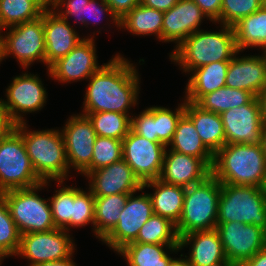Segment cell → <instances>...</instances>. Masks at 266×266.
<instances>
[{"instance_id":"3","label":"cell","mask_w":266,"mask_h":266,"mask_svg":"<svg viewBox=\"0 0 266 266\" xmlns=\"http://www.w3.org/2000/svg\"><path fill=\"white\" fill-rule=\"evenodd\" d=\"M221 25V31L198 30L187 37L170 54L183 72H191L216 61H230L238 52L231 26Z\"/></svg>"},{"instance_id":"33","label":"cell","mask_w":266,"mask_h":266,"mask_svg":"<svg viewBox=\"0 0 266 266\" xmlns=\"http://www.w3.org/2000/svg\"><path fill=\"white\" fill-rule=\"evenodd\" d=\"M253 97L246 90L224 86L204 95L196 104L206 111L221 114L233 107H240L247 104Z\"/></svg>"},{"instance_id":"30","label":"cell","mask_w":266,"mask_h":266,"mask_svg":"<svg viewBox=\"0 0 266 266\" xmlns=\"http://www.w3.org/2000/svg\"><path fill=\"white\" fill-rule=\"evenodd\" d=\"M163 17L164 12L148 8L140 3L119 20V27L134 35L155 34L157 39L162 41Z\"/></svg>"},{"instance_id":"31","label":"cell","mask_w":266,"mask_h":266,"mask_svg":"<svg viewBox=\"0 0 266 266\" xmlns=\"http://www.w3.org/2000/svg\"><path fill=\"white\" fill-rule=\"evenodd\" d=\"M130 194L95 197L94 233L101 241L114 229Z\"/></svg>"},{"instance_id":"19","label":"cell","mask_w":266,"mask_h":266,"mask_svg":"<svg viewBox=\"0 0 266 266\" xmlns=\"http://www.w3.org/2000/svg\"><path fill=\"white\" fill-rule=\"evenodd\" d=\"M203 18L208 16L193 0H179L164 12L162 42H174L176 48L191 34L200 30Z\"/></svg>"},{"instance_id":"49","label":"cell","mask_w":266,"mask_h":266,"mask_svg":"<svg viewBox=\"0 0 266 266\" xmlns=\"http://www.w3.org/2000/svg\"><path fill=\"white\" fill-rule=\"evenodd\" d=\"M241 266H266V247L257 252L252 258L245 260Z\"/></svg>"},{"instance_id":"46","label":"cell","mask_w":266,"mask_h":266,"mask_svg":"<svg viewBox=\"0 0 266 266\" xmlns=\"http://www.w3.org/2000/svg\"><path fill=\"white\" fill-rule=\"evenodd\" d=\"M200 9L208 16L209 20L215 22L220 18L222 0H193Z\"/></svg>"},{"instance_id":"41","label":"cell","mask_w":266,"mask_h":266,"mask_svg":"<svg viewBox=\"0 0 266 266\" xmlns=\"http://www.w3.org/2000/svg\"><path fill=\"white\" fill-rule=\"evenodd\" d=\"M95 219V197L90 189L88 192L73 187V210L71 227L93 224Z\"/></svg>"},{"instance_id":"36","label":"cell","mask_w":266,"mask_h":266,"mask_svg":"<svg viewBox=\"0 0 266 266\" xmlns=\"http://www.w3.org/2000/svg\"><path fill=\"white\" fill-rule=\"evenodd\" d=\"M21 234L12 219L8 204L0 194V256L4 259L16 255Z\"/></svg>"},{"instance_id":"12","label":"cell","mask_w":266,"mask_h":266,"mask_svg":"<svg viewBox=\"0 0 266 266\" xmlns=\"http://www.w3.org/2000/svg\"><path fill=\"white\" fill-rule=\"evenodd\" d=\"M221 243L229 263L242 264L266 247V230L253 224L217 223Z\"/></svg>"},{"instance_id":"45","label":"cell","mask_w":266,"mask_h":266,"mask_svg":"<svg viewBox=\"0 0 266 266\" xmlns=\"http://www.w3.org/2000/svg\"><path fill=\"white\" fill-rule=\"evenodd\" d=\"M111 8L114 16L120 20L135 6H138L141 0H105Z\"/></svg>"},{"instance_id":"23","label":"cell","mask_w":266,"mask_h":266,"mask_svg":"<svg viewBox=\"0 0 266 266\" xmlns=\"http://www.w3.org/2000/svg\"><path fill=\"white\" fill-rule=\"evenodd\" d=\"M190 244V254L185 257L192 266H224L229 263L216 229L193 231L180 237V249Z\"/></svg>"},{"instance_id":"57","label":"cell","mask_w":266,"mask_h":266,"mask_svg":"<svg viewBox=\"0 0 266 266\" xmlns=\"http://www.w3.org/2000/svg\"><path fill=\"white\" fill-rule=\"evenodd\" d=\"M224 266H241L240 264H232V263H228V264H226V265H224Z\"/></svg>"},{"instance_id":"13","label":"cell","mask_w":266,"mask_h":266,"mask_svg":"<svg viewBox=\"0 0 266 266\" xmlns=\"http://www.w3.org/2000/svg\"><path fill=\"white\" fill-rule=\"evenodd\" d=\"M61 134L66 148L69 170H77L85 176L91 171L93 147L97 137L93 124L87 115L69 117Z\"/></svg>"},{"instance_id":"5","label":"cell","mask_w":266,"mask_h":266,"mask_svg":"<svg viewBox=\"0 0 266 266\" xmlns=\"http://www.w3.org/2000/svg\"><path fill=\"white\" fill-rule=\"evenodd\" d=\"M220 194L221 183L212 174L186 188L181 217L176 224L179 238L193 231L216 229Z\"/></svg>"},{"instance_id":"17","label":"cell","mask_w":266,"mask_h":266,"mask_svg":"<svg viewBox=\"0 0 266 266\" xmlns=\"http://www.w3.org/2000/svg\"><path fill=\"white\" fill-rule=\"evenodd\" d=\"M89 188L94 197H105L115 194H133L143 190V183L122 158L108 166L90 171Z\"/></svg>"},{"instance_id":"58","label":"cell","mask_w":266,"mask_h":266,"mask_svg":"<svg viewBox=\"0 0 266 266\" xmlns=\"http://www.w3.org/2000/svg\"><path fill=\"white\" fill-rule=\"evenodd\" d=\"M263 190H264L265 197H266V180H265V184H264V186H263Z\"/></svg>"},{"instance_id":"40","label":"cell","mask_w":266,"mask_h":266,"mask_svg":"<svg viewBox=\"0 0 266 266\" xmlns=\"http://www.w3.org/2000/svg\"><path fill=\"white\" fill-rule=\"evenodd\" d=\"M260 8H262V0H222L220 18L216 22L232 27Z\"/></svg>"},{"instance_id":"8","label":"cell","mask_w":266,"mask_h":266,"mask_svg":"<svg viewBox=\"0 0 266 266\" xmlns=\"http://www.w3.org/2000/svg\"><path fill=\"white\" fill-rule=\"evenodd\" d=\"M42 182L32 166L21 134L13 129L0 140V194L31 188Z\"/></svg>"},{"instance_id":"14","label":"cell","mask_w":266,"mask_h":266,"mask_svg":"<svg viewBox=\"0 0 266 266\" xmlns=\"http://www.w3.org/2000/svg\"><path fill=\"white\" fill-rule=\"evenodd\" d=\"M130 194L114 229L102 240L108 247L118 252L125 245L137 239L138 232L154 214L152 200L148 193L138 196Z\"/></svg>"},{"instance_id":"22","label":"cell","mask_w":266,"mask_h":266,"mask_svg":"<svg viewBox=\"0 0 266 266\" xmlns=\"http://www.w3.org/2000/svg\"><path fill=\"white\" fill-rule=\"evenodd\" d=\"M59 16L54 9L44 11L45 64L48 67L57 59L66 56L84 38Z\"/></svg>"},{"instance_id":"59","label":"cell","mask_w":266,"mask_h":266,"mask_svg":"<svg viewBox=\"0 0 266 266\" xmlns=\"http://www.w3.org/2000/svg\"><path fill=\"white\" fill-rule=\"evenodd\" d=\"M2 261H3V258L0 256V265H1Z\"/></svg>"},{"instance_id":"6","label":"cell","mask_w":266,"mask_h":266,"mask_svg":"<svg viewBox=\"0 0 266 266\" xmlns=\"http://www.w3.org/2000/svg\"><path fill=\"white\" fill-rule=\"evenodd\" d=\"M253 224L266 230V197L263 188L221 183L217 223Z\"/></svg>"},{"instance_id":"28","label":"cell","mask_w":266,"mask_h":266,"mask_svg":"<svg viewBox=\"0 0 266 266\" xmlns=\"http://www.w3.org/2000/svg\"><path fill=\"white\" fill-rule=\"evenodd\" d=\"M164 247L170 252L181 250L179 245L131 242L117 253L125 258L129 266H169L173 258L166 253L167 249Z\"/></svg>"},{"instance_id":"34","label":"cell","mask_w":266,"mask_h":266,"mask_svg":"<svg viewBox=\"0 0 266 266\" xmlns=\"http://www.w3.org/2000/svg\"><path fill=\"white\" fill-rule=\"evenodd\" d=\"M93 124L97 136L123 140L130 131L131 116L118 112L83 113Z\"/></svg>"},{"instance_id":"48","label":"cell","mask_w":266,"mask_h":266,"mask_svg":"<svg viewBox=\"0 0 266 266\" xmlns=\"http://www.w3.org/2000/svg\"><path fill=\"white\" fill-rule=\"evenodd\" d=\"M179 0H141V4L152 9H156L162 12L168 11Z\"/></svg>"},{"instance_id":"37","label":"cell","mask_w":266,"mask_h":266,"mask_svg":"<svg viewBox=\"0 0 266 266\" xmlns=\"http://www.w3.org/2000/svg\"><path fill=\"white\" fill-rule=\"evenodd\" d=\"M52 219L56 228L69 232L73 210V187L63 186L49 198Z\"/></svg>"},{"instance_id":"7","label":"cell","mask_w":266,"mask_h":266,"mask_svg":"<svg viewBox=\"0 0 266 266\" xmlns=\"http://www.w3.org/2000/svg\"><path fill=\"white\" fill-rule=\"evenodd\" d=\"M48 182H42L31 188L12 189L1 193L21 235L56 229L50 203L47 202L49 199H43L36 193L47 186Z\"/></svg>"},{"instance_id":"39","label":"cell","mask_w":266,"mask_h":266,"mask_svg":"<svg viewBox=\"0 0 266 266\" xmlns=\"http://www.w3.org/2000/svg\"><path fill=\"white\" fill-rule=\"evenodd\" d=\"M122 159V140L97 136L91 161V171Z\"/></svg>"},{"instance_id":"1","label":"cell","mask_w":266,"mask_h":266,"mask_svg":"<svg viewBox=\"0 0 266 266\" xmlns=\"http://www.w3.org/2000/svg\"><path fill=\"white\" fill-rule=\"evenodd\" d=\"M83 113L118 112L128 114L139 94V75L130 61L120 54L88 78Z\"/></svg>"},{"instance_id":"4","label":"cell","mask_w":266,"mask_h":266,"mask_svg":"<svg viewBox=\"0 0 266 266\" xmlns=\"http://www.w3.org/2000/svg\"><path fill=\"white\" fill-rule=\"evenodd\" d=\"M26 122L15 125L37 176L43 181H57L58 187L69 176L66 148L61 132L55 129L28 131Z\"/></svg>"},{"instance_id":"56","label":"cell","mask_w":266,"mask_h":266,"mask_svg":"<svg viewBox=\"0 0 266 266\" xmlns=\"http://www.w3.org/2000/svg\"><path fill=\"white\" fill-rule=\"evenodd\" d=\"M262 8L266 10V0H262Z\"/></svg>"},{"instance_id":"38","label":"cell","mask_w":266,"mask_h":266,"mask_svg":"<svg viewBox=\"0 0 266 266\" xmlns=\"http://www.w3.org/2000/svg\"><path fill=\"white\" fill-rule=\"evenodd\" d=\"M175 110L173 112L169 108L155 106L157 142H160L167 147L172 141L180 117L185 113V99L183 103L180 105L178 104V107Z\"/></svg>"},{"instance_id":"18","label":"cell","mask_w":266,"mask_h":266,"mask_svg":"<svg viewBox=\"0 0 266 266\" xmlns=\"http://www.w3.org/2000/svg\"><path fill=\"white\" fill-rule=\"evenodd\" d=\"M94 37L84 39L66 56L57 59L48 67L51 78L62 83L88 79L103 65L98 66Z\"/></svg>"},{"instance_id":"21","label":"cell","mask_w":266,"mask_h":266,"mask_svg":"<svg viewBox=\"0 0 266 266\" xmlns=\"http://www.w3.org/2000/svg\"><path fill=\"white\" fill-rule=\"evenodd\" d=\"M210 174L211 169L200 158L166 148L159 179L167 184L187 188L202 182Z\"/></svg>"},{"instance_id":"55","label":"cell","mask_w":266,"mask_h":266,"mask_svg":"<svg viewBox=\"0 0 266 266\" xmlns=\"http://www.w3.org/2000/svg\"><path fill=\"white\" fill-rule=\"evenodd\" d=\"M1 30H0V62L2 61V60H4V58H3V47H2V35H1Z\"/></svg>"},{"instance_id":"54","label":"cell","mask_w":266,"mask_h":266,"mask_svg":"<svg viewBox=\"0 0 266 266\" xmlns=\"http://www.w3.org/2000/svg\"><path fill=\"white\" fill-rule=\"evenodd\" d=\"M261 146L263 148L264 156L266 159V123H263Z\"/></svg>"},{"instance_id":"53","label":"cell","mask_w":266,"mask_h":266,"mask_svg":"<svg viewBox=\"0 0 266 266\" xmlns=\"http://www.w3.org/2000/svg\"><path fill=\"white\" fill-rule=\"evenodd\" d=\"M180 256L181 259H172L169 266H192L186 257L182 258L183 254H181Z\"/></svg>"},{"instance_id":"52","label":"cell","mask_w":266,"mask_h":266,"mask_svg":"<svg viewBox=\"0 0 266 266\" xmlns=\"http://www.w3.org/2000/svg\"><path fill=\"white\" fill-rule=\"evenodd\" d=\"M32 1L42 12L51 10L50 7H53V0H29Z\"/></svg>"},{"instance_id":"35","label":"cell","mask_w":266,"mask_h":266,"mask_svg":"<svg viewBox=\"0 0 266 266\" xmlns=\"http://www.w3.org/2000/svg\"><path fill=\"white\" fill-rule=\"evenodd\" d=\"M42 11L29 0H0V30L35 20Z\"/></svg>"},{"instance_id":"42","label":"cell","mask_w":266,"mask_h":266,"mask_svg":"<svg viewBox=\"0 0 266 266\" xmlns=\"http://www.w3.org/2000/svg\"><path fill=\"white\" fill-rule=\"evenodd\" d=\"M137 116L131 117L130 129L134 133L150 141H157L155 128V106L143 110V112Z\"/></svg>"},{"instance_id":"9","label":"cell","mask_w":266,"mask_h":266,"mask_svg":"<svg viewBox=\"0 0 266 266\" xmlns=\"http://www.w3.org/2000/svg\"><path fill=\"white\" fill-rule=\"evenodd\" d=\"M7 29L8 33L2 34L3 58L13 55L24 69L36 60L45 63L44 12L35 20Z\"/></svg>"},{"instance_id":"26","label":"cell","mask_w":266,"mask_h":266,"mask_svg":"<svg viewBox=\"0 0 266 266\" xmlns=\"http://www.w3.org/2000/svg\"><path fill=\"white\" fill-rule=\"evenodd\" d=\"M146 187L154 188V193L149 194L154 214L168 218L177 224L182 212L186 188L162 182L160 179L143 183Z\"/></svg>"},{"instance_id":"20","label":"cell","mask_w":266,"mask_h":266,"mask_svg":"<svg viewBox=\"0 0 266 266\" xmlns=\"http://www.w3.org/2000/svg\"><path fill=\"white\" fill-rule=\"evenodd\" d=\"M239 53L229 61L225 85L257 97L266 87V54L236 57Z\"/></svg>"},{"instance_id":"50","label":"cell","mask_w":266,"mask_h":266,"mask_svg":"<svg viewBox=\"0 0 266 266\" xmlns=\"http://www.w3.org/2000/svg\"><path fill=\"white\" fill-rule=\"evenodd\" d=\"M72 256L73 255H71L70 257H68L66 259H62V260L42 263V264H39L37 266H76L75 262H73V260H72V258H73Z\"/></svg>"},{"instance_id":"47","label":"cell","mask_w":266,"mask_h":266,"mask_svg":"<svg viewBox=\"0 0 266 266\" xmlns=\"http://www.w3.org/2000/svg\"><path fill=\"white\" fill-rule=\"evenodd\" d=\"M15 125L0 100V140L15 129Z\"/></svg>"},{"instance_id":"27","label":"cell","mask_w":266,"mask_h":266,"mask_svg":"<svg viewBox=\"0 0 266 266\" xmlns=\"http://www.w3.org/2000/svg\"><path fill=\"white\" fill-rule=\"evenodd\" d=\"M170 150L200 158L210 169L214 162V154L205 146L192 120L184 113L176 126Z\"/></svg>"},{"instance_id":"2","label":"cell","mask_w":266,"mask_h":266,"mask_svg":"<svg viewBox=\"0 0 266 266\" xmlns=\"http://www.w3.org/2000/svg\"><path fill=\"white\" fill-rule=\"evenodd\" d=\"M211 174L220 183L263 188L266 159L261 143L225 144L214 155Z\"/></svg>"},{"instance_id":"51","label":"cell","mask_w":266,"mask_h":266,"mask_svg":"<svg viewBox=\"0 0 266 266\" xmlns=\"http://www.w3.org/2000/svg\"><path fill=\"white\" fill-rule=\"evenodd\" d=\"M259 104H260V110L262 114V120L263 123H266V87L264 90L257 96Z\"/></svg>"},{"instance_id":"16","label":"cell","mask_w":266,"mask_h":266,"mask_svg":"<svg viewBox=\"0 0 266 266\" xmlns=\"http://www.w3.org/2000/svg\"><path fill=\"white\" fill-rule=\"evenodd\" d=\"M220 116L226 144L261 143L263 120L257 97H253L247 104L222 112Z\"/></svg>"},{"instance_id":"44","label":"cell","mask_w":266,"mask_h":266,"mask_svg":"<svg viewBox=\"0 0 266 266\" xmlns=\"http://www.w3.org/2000/svg\"><path fill=\"white\" fill-rule=\"evenodd\" d=\"M98 1H100V3L97 2V0H90L89 3L86 4V18H84V25L88 26L89 24H91L89 22L91 17H93V22H99L98 19H101L100 17L105 14L103 12H106V14L110 16L111 20H113L114 24L116 23L115 26L117 25V27L119 28V20L114 16L107 2L105 0Z\"/></svg>"},{"instance_id":"10","label":"cell","mask_w":266,"mask_h":266,"mask_svg":"<svg viewBox=\"0 0 266 266\" xmlns=\"http://www.w3.org/2000/svg\"><path fill=\"white\" fill-rule=\"evenodd\" d=\"M68 233L64 229L56 228L23 234L16 256L28 259L30 261L28 266L66 259L75 249V243Z\"/></svg>"},{"instance_id":"24","label":"cell","mask_w":266,"mask_h":266,"mask_svg":"<svg viewBox=\"0 0 266 266\" xmlns=\"http://www.w3.org/2000/svg\"><path fill=\"white\" fill-rule=\"evenodd\" d=\"M185 114L192 120L202 142L215 155L226 144L220 114L206 111L189 101H185Z\"/></svg>"},{"instance_id":"29","label":"cell","mask_w":266,"mask_h":266,"mask_svg":"<svg viewBox=\"0 0 266 266\" xmlns=\"http://www.w3.org/2000/svg\"><path fill=\"white\" fill-rule=\"evenodd\" d=\"M238 51L248 47L266 49V10L260 8L232 26Z\"/></svg>"},{"instance_id":"11","label":"cell","mask_w":266,"mask_h":266,"mask_svg":"<svg viewBox=\"0 0 266 266\" xmlns=\"http://www.w3.org/2000/svg\"><path fill=\"white\" fill-rule=\"evenodd\" d=\"M166 145L150 141L131 129L122 140V158L142 183L160 178Z\"/></svg>"},{"instance_id":"15","label":"cell","mask_w":266,"mask_h":266,"mask_svg":"<svg viewBox=\"0 0 266 266\" xmlns=\"http://www.w3.org/2000/svg\"><path fill=\"white\" fill-rule=\"evenodd\" d=\"M7 101L2 100L11 120L15 124L26 122L23 113H31L41 110L47 99V92L39 76L25 72L13 78L12 83L6 89ZM22 114H21V113Z\"/></svg>"},{"instance_id":"25","label":"cell","mask_w":266,"mask_h":266,"mask_svg":"<svg viewBox=\"0 0 266 266\" xmlns=\"http://www.w3.org/2000/svg\"><path fill=\"white\" fill-rule=\"evenodd\" d=\"M229 61H216L193 69L186 85L185 101L197 103L204 95L226 86Z\"/></svg>"},{"instance_id":"43","label":"cell","mask_w":266,"mask_h":266,"mask_svg":"<svg viewBox=\"0 0 266 266\" xmlns=\"http://www.w3.org/2000/svg\"><path fill=\"white\" fill-rule=\"evenodd\" d=\"M90 0H53L54 11L64 19H69L68 17H76L79 19L80 23L84 25V18H86V4ZM65 7V11H62V8ZM59 7L61 10H59ZM58 10V11H57Z\"/></svg>"},{"instance_id":"32","label":"cell","mask_w":266,"mask_h":266,"mask_svg":"<svg viewBox=\"0 0 266 266\" xmlns=\"http://www.w3.org/2000/svg\"><path fill=\"white\" fill-rule=\"evenodd\" d=\"M176 224L153 214L138 232L136 243L179 245Z\"/></svg>"}]
</instances>
